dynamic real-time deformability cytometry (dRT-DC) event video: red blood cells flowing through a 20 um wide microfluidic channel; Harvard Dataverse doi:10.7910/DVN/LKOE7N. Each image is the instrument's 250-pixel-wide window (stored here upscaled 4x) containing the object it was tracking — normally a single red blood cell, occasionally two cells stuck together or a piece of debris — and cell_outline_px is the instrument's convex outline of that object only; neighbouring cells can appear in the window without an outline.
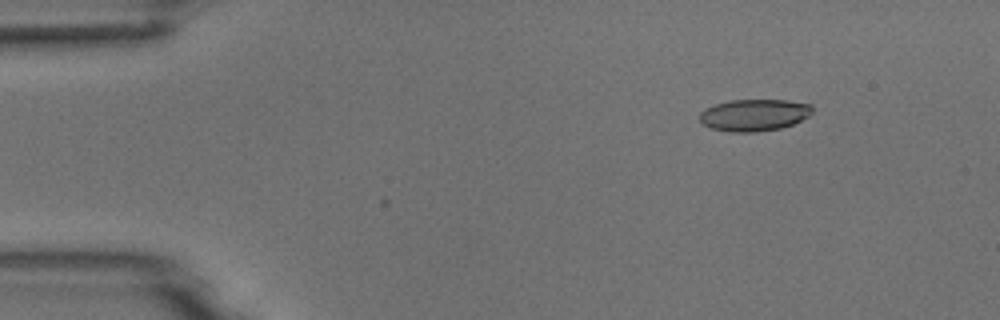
{"species": "common noctule bat (a hibernating species)", "species_latin": "Nyctalus noctula", "temperature_condition": "room temperature", "stored_images_in_passage": 7, "camera_frame_rate_fps": 3000, "um_per_image_px": 0.085, "animal": {"sex": "male", "body_mass_g": 18.8}, "frame": {"image": 1, "passage_image": 2, "time_ms": 2.0, "image_size_px": [1000, 320], "cell_outline_px": [[812, 112], [808, 116], [792, 124], [780, 128], [756, 132], [732, 132], [708, 128], [700, 120], [700, 112], [704, 108], [728, 100], [788, 100], [812, 104]], "centroid_in_image_um": [64.08, 9.77], "position_along_channel_um": 20.9, "area_um2": 20.98}}
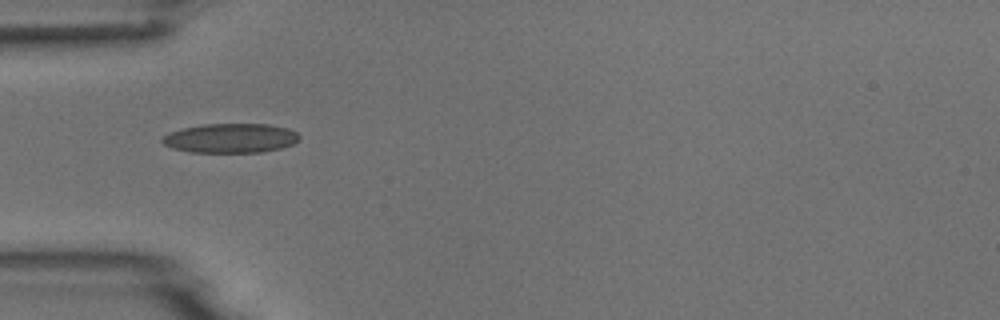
{"frame": {"image": 2, "passage_image": 5, "time_ms": 5.333, "image_size_px": [1000, 320], "cell_outline_px": [[300, 140], [292, 144], [280, 148], [264, 152], [188, 152], [172, 148], [164, 144], [160, 140], [168, 132], [184, 128], [204, 124], [268, 124], [288, 128], [296, 132], [300, 136]], "centroid_in_image_um": [19.6, 11.74], "position_along_channel_um": 65.4, "area_um2": 23.52}}